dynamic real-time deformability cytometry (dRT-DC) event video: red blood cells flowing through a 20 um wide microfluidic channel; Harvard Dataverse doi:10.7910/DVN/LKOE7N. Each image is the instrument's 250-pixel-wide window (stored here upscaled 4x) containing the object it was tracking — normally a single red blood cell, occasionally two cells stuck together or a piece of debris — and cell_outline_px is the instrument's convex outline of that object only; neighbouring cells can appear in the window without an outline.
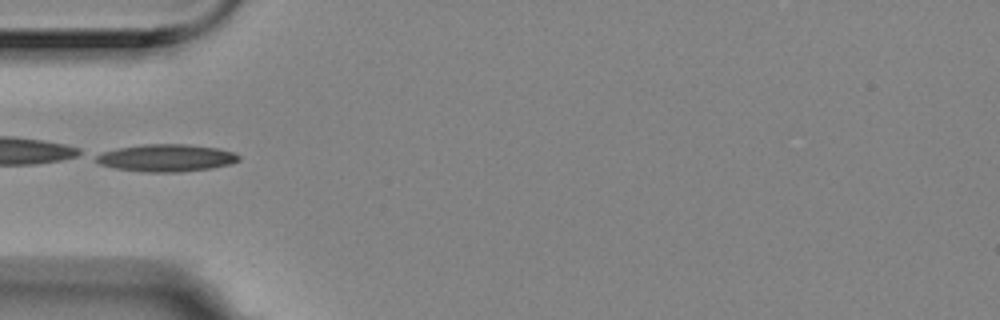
{"species": "Egyptian fruit bat (a non-hibernating species)", "species_latin": "Rousettus aegyptiacus", "temperature_condition": "room temperature", "stored_images_in_passage": 9, "camera_frame_rate_fps": 3000, "um_per_image_px": 0.085, "animal": {"sex": "female"}, "frame": {"image": 1, "passage_image": 4, "time_ms": 1.0, "image_size_px": [1000, 320], "cell_outline_px": [[240, 160], [228, 164], [212, 168], [180, 172], [144, 172], [116, 168], [100, 164], [96, 160], [96, 156], [104, 152], [120, 148], [144, 144], [184, 144], [220, 148], [232, 152], [240, 156]], "centroid_in_image_um": [14.17, 13.42], "position_along_channel_um": 70.8, "area_um2": 22.48}}
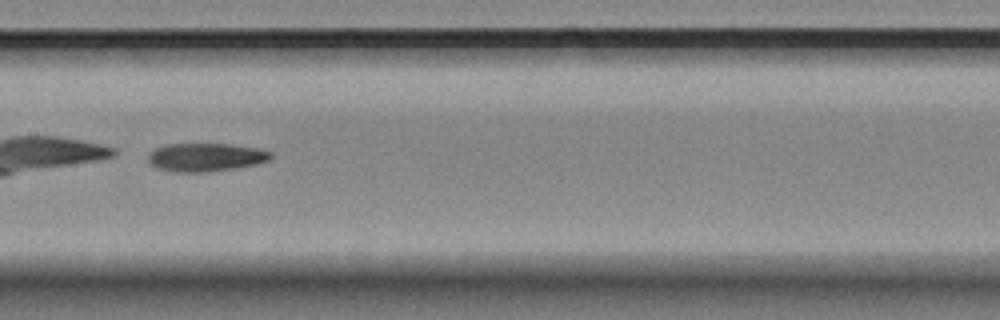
{"frame": {"image": 2, "passage_image": 7, "time_ms": 2.0, "image_size_px": [1000, 320], "cell_outline_px": [[272, 156], [268, 160], [256, 164], [236, 168], [204, 172], [176, 172], [156, 168], [148, 160], [148, 152], [164, 144], [232, 144], [260, 148], [272, 152]], "centroid_in_image_um": [17.48, 13.35], "position_along_channel_um": 189.9, "area_um2": 20.35}}
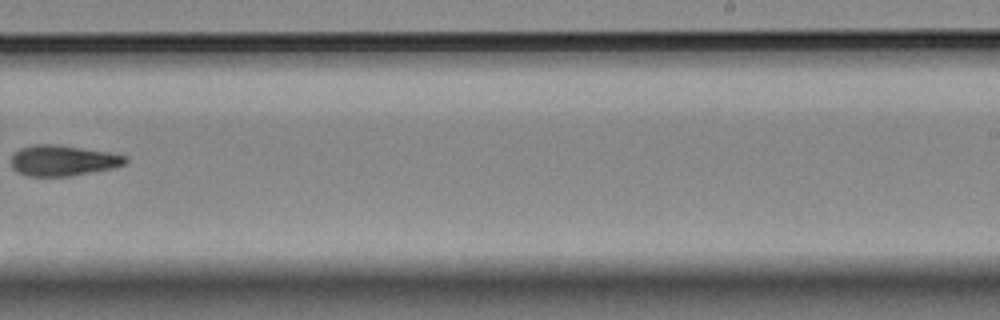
{"frame": {"image": 3, "passage_image": 9, "time_ms": 2.667, "image_size_px": [1000, 320], "cell_outline_px": [[128, 160], [124, 164], [112, 168], [72, 176], [28, 176], [16, 172], [12, 168], [12, 152], [20, 148], [32, 144], [56, 144], [108, 152], [128, 156]], "centroid_in_image_um": [5.31, 13.64], "position_along_channel_um": 283.7, "area_um2": 20.58}}